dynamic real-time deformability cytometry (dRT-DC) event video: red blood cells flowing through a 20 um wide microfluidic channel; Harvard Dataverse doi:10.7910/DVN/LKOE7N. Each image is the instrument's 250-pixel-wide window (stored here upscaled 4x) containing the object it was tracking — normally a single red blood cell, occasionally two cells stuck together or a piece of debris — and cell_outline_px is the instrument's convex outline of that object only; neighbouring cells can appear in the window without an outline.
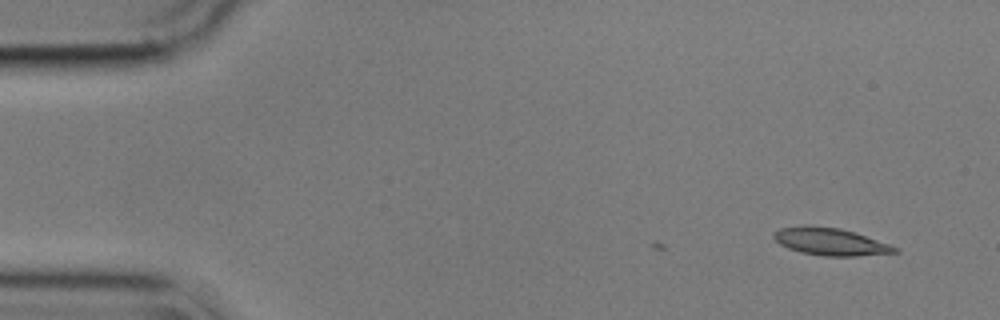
{"species": "common noctule bat (a hibernating species)", "species_latin": "Nyctalus noctula", "temperature_condition": "cold", "stored_images_in_passage": 3, "camera_frame_rate_fps": 3000, "um_per_image_px": 0.085, "animal": {"sex": "male", "body_mass_g": 17.9}, "frame": {"image": 1, "passage_image": 3, "time_ms": 0.667, "image_size_px": [1000, 320], "cell_outline_px": [[900, 252], [856, 256], [824, 256], [800, 252], [788, 248], [780, 244], [772, 236], [772, 232], [780, 228], [804, 224], [840, 228], [900, 248]], "centroid_in_image_um": [70.53, 20.53], "position_along_channel_um": 14.5, "area_um2": 19.31}}